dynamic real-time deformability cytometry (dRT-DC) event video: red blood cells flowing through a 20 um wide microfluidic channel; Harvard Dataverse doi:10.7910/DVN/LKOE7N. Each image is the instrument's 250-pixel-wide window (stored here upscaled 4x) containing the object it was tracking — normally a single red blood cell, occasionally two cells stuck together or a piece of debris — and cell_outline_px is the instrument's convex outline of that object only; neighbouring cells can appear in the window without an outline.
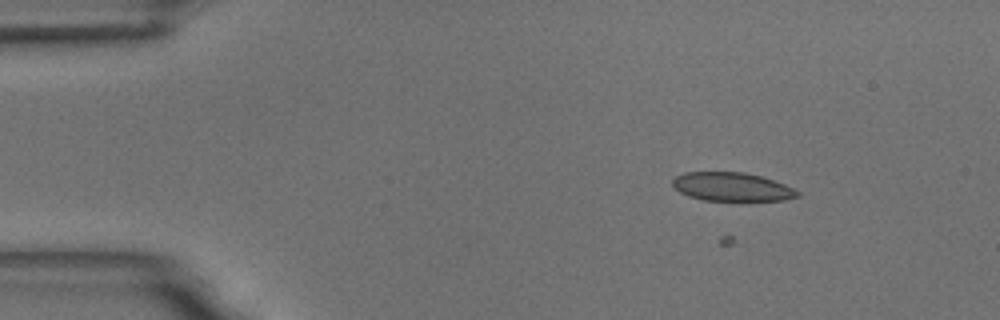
{"species": "common noctule bat (a hibernating species)", "species_latin": "Nyctalus noctula", "temperature_condition": "room temperature", "stored_images_in_passage": 59, "camera_frame_rate_fps": 3000, "um_per_image_px": 0.085, "animal": {"sex": "male", "body_mass_g": 18.8}, "frame": {"image": 1, "passage_image": 11, "time_ms": 3.333, "image_size_px": [1000, 320], "cell_outline_px": [[800, 196], [784, 200], [700, 200], [688, 196], [680, 192], [672, 184], [672, 180], [676, 176], [684, 172], [744, 172], [760, 176], [784, 184], [800, 192]], "centroid_in_image_um": [62.19, 15.88], "position_along_channel_um": 22.8, "area_um2": 20.69}}
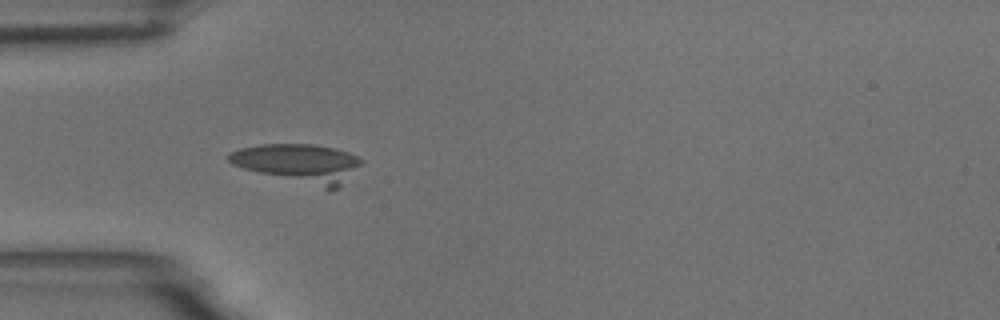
{"frame": {"image": 2, "passage_image": 20, "time_ms": 6.333, "image_size_px": [1000, 320], "cell_outline_px": [[364, 160], [340, 188], [328, 192], [244, 168], [232, 164], [228, 160], [228, 152], [240, 148], [260, 144], [312, 144], [332, 148], [348, 152]], "centroid_in_image_um": [25.43, 13.91], "position_along_channel_um": 59.6, "area_um2": 30.29}}
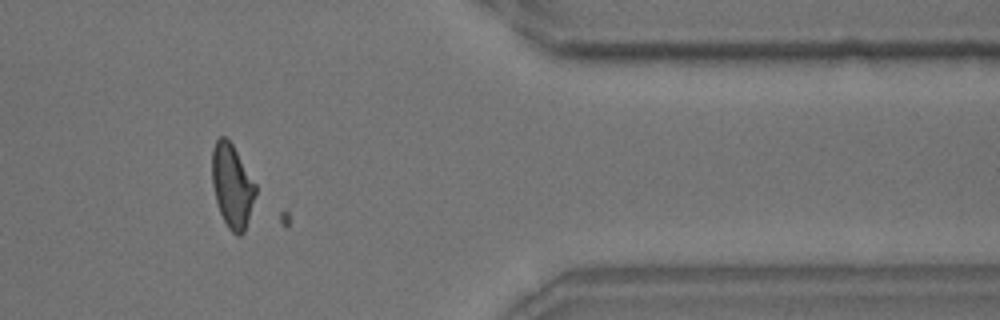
{"frame": {"image": 3, "passage_image": 49, "time_ms": 16.0, "image_size_px": [1000, 320], "cell_outline_px": [[256, 192], [248, 220], [244, 232], [240, 236], [236, 236], [228, 228], [220, 212], [216, 200], [212, 184], [212, 148], [216, 140], [220, 136], [224, 136], [232, 144], [256, 184]], "centroid_in_image_um": [19.72, 15.8], "position_along_channel_um": 391.7, "area_um2": 21.04}}